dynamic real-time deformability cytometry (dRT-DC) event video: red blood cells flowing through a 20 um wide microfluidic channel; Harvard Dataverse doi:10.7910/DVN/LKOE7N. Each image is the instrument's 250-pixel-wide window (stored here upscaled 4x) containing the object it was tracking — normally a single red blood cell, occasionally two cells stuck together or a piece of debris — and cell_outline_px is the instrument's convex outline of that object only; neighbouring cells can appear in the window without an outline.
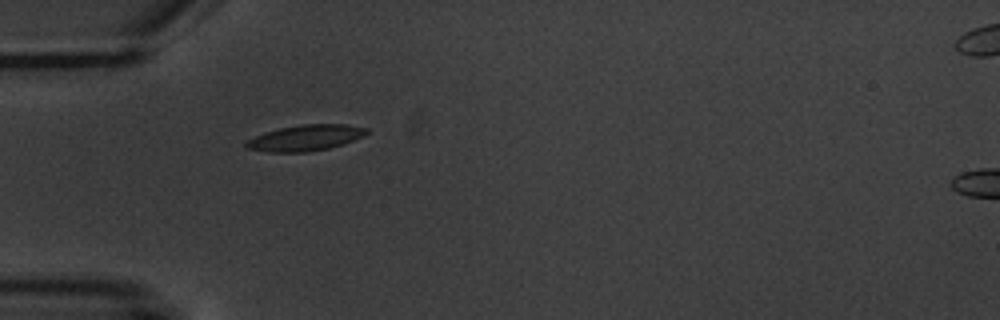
{"species": "common noctule bat (a hibernating species)", "species_latin": "Nyctalus noctula", "temperature_condition": "warm", "stored_images_in_passage": 1, "camera_frame_rate_fps": 3000, "um_per_image_px": 0.085, "animal": {"sex": "male", "body_mass_g": 20.1, "forearm_length_mm": 53.5}, "frame": {"image": 1, "passage_image": 1, "time_ms": 0.0, "image_size_px": [1000, 320], "cell_outline_px": [[368, 132], [364, 136], [344, 144], [328, 148], [304, 152], [268, 152], [244, 148], [244, 144], [248, 140], [264, 132], [280, 128], [300, 124], [348, 124], [368, 128]], "centroid_in_image_um": [25.97, 11.71], "position_along_channel_um": 59.0, "area_um2": 18.26}}